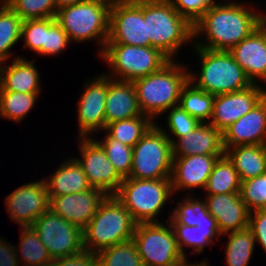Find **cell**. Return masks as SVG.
I'll return each mask as SVG.
<instances>
[{
    "label": "cell",
    "mask_w": 266,
    "mask_h": 266,
    "mask_svg": "<svg viewBox=\"0 0 266 266\" xmlns=\"http://www.w3.org/2000/svg\"><path fill=\"white\" fill-rule=\"evenodd\" d=\"M219 1L221 3H214L193 24L194 46L230 51L261 26V10H254L257 7L252 6L253 4L239 3L236 0ZM201 35L205 37L206 42L198 39Z\"/></svg>",
    "instance_id": "obj_1"
},
{
    "label": "cell",
    "mask_w": 266,
    "mask_h": 266,
    "mask_svg": "<svg viewBox=\"0 0 266 266\" xmlns=\"http://www.w3.org/2000/svg\"><path fill=\"white\" fill-rule=\"evenodd\" d=\"M170 60L160 70L133 81L143 115L156 118L179 104L183 87L189 81L188 64Z\"/></svg>",
    "instance_id": "obj_2"
},
{
    "label": "cell",
    "mask_w": 266,
    "mask_h": 266,
    "mask_svg": "<svg viewBox=\"0 0 266 266\" xmlns=\"http://www.w3.org/2000/svg\"><path fill=\"white\" fill-rule=\"evenodd\" d=\"M144 20H147L150 46L159 49L170 60L178 58L184 45L194 44L193 25L174 9L170 0L144 1Z\"/></svg>",
    "instance_id": "obj_3"
},
{
    "label": "cell",
    "mask_w": 266,
    "mask_h": 266,
    "mask_svg": "<svg viewBox=\"0 0 266 266\" xmlns=\"http://www.w3.org/2000/svg\"><path fill=\"white\" fill-rule=\"evenodd\" d=\"M201 65L200 73L189 70V81L214 96L237 92L253 85L229 51L192 46ZM196 51V52H195Z\"/></svg>",
    "instance_id": "obj_4"
},
{
    "label": "cell",
    "mask_w": 266,
    "mask_h": 266,
    "mask_svg": "<svg viewBox=\"0 0 266 266\" xmlns=\"http://www.w3.org/2000/svg\"><path fill=\"white\" fill-rule=\"evenodd\" d=\"M111 5L107 0H83L58 10L55 19L71 44L96 40L101 54L108 41Z\"/></svg>",
    "instance_id": "obj_5"
},
{
    "label": "cell",
    "mask_w": 266,
    "mask_h": 266,
    "mask_svg": "<svg viewBox=\"0 0 266 266\" xmlns=\"http://www.w3.org/2000/svg\"><path fill=\"white\" fill-rule=\"evenodd\" d=\"M137 222L116 199L108 195L83 229L84 249L92 253L131 240Z\"/></svg>",
    "instance_id": "obj_6"
},
{
    "label": "cell",
    "mask_w": 266,
    "mask_h": 266,
    "mask_svg": "<svg viewBox=\"0 0 266 266\" xmlns=\"http://www.w3.org/2000/svg\"><path fill=\"white\" fill-rule=\"evenodd\" d=\"M170 178H124L114 194L137 223L160 222L157 218L174 196ZM157 216V217H156Z\"/></svg>",
    "instance_id": "obj_7"
},
{
    "label": "cell",
    "mask_w": 266,
    "mask_h": 266,
    "mask_svg": "<svg viewBox=\"0 0 266 266\" xmlns=\"http://www.w3.org/2000/svg\"><path fill=\"white\" fill-rule=\"evenodd\" d=\"M99 57L108 64L104 74L114 80L133 82L160 70L170 59L151 46L106 44Z\"/></svg>",
    "instance_id": "obj_8"
},
{
    "label": "cell",
    "mask_w": 266,
    "mask_h": 266,
    "mask_svg": "<svg viewBox=\"0 0 266 266\" xmlns=\"http://www.w3.org/2000/svg\"><path fill=\"white\" fill-rule=\"evenodd\" d=\"M173 163L171 141L154 123L133 146L132 168L129 178H170Z\"/></svg>",
    "instance_id": "obj_9"
},
{
    "label": "cell",
    "mask_w": 266,
    "mask_h": 266,
    "mask_svg": "<svg viewBox=\"0 0 266 266\" xmlns=\"http://www.w3.org/2000/svg\"><path fill=\"white\" fill-rule=\"evenodd\" d=\"M165 223H137L132 239L143 266H181L188 261L178 247L171 224L168 220Z\"/></svg>",
    "instance_id": "obj_10"
},
{
    "label": "cell",
    "mask_w": 266,
    "mask_h": 266,
    "mask_svg": "<svg viewBox=\"0 0 266 266\" xmlns=\"http://www.w3.org/2000/svg\"><path fill=\"white\" fill-rule=\"evenodd\" d=\"M31 227L38 234L52 260L85 250L83 229L69 223L51 209L39 216Z\"/></svg>",
    "instance_id": "obj_11"
},
{
    "label": "cell",
    "mask_w": 266,
    "mask_h": 266,
    "mask_svg": "<svg viewBox=\"0 0 266 266\" xmlns=\"http://www.w3.org/2000/svg\"><path fill=\"white\" fill-rule=\"evenodd\" d=\"M106 44L150 46L147 20H144V1L112 2Z\"/></svg>",
    "instance_id": "obj_12"
},
{
    "label": "cell",
    "mask_w": 266,
    "mask_h": 266,
    "mask_svg": "<svg viewBox=\"0 0 266 266\" xmlns=\"http://www.w3.org/2000/svg\"><path fill=\"white\" fill-rule=\"evenodd\" d=\"M84 89L77 103V137H92L106 128L105 101L107 96V76L102 73L83 83Z\"/></svg>",
    "instance_id": "obj_13"
},
{
    "label": "cell",
    "mask_w": 266,
    "mask_h": 266,
    "mask_svg": "<svg viewBox=\"0 0 266 266\" xmlns=\"http://www.w3.org/2000/svg\"><path fill=\"white\" fill-rule=\"evenodd\" d=\"M80 157H74L82 166L89 184L107 195H114L123 178L117 173L102 147L92 137H77Z\"/></svg>",
    "instance_id": "obj_14"
},
{
    "label": "cell",
    "mask_w": 266,
    "mask_h": 266,
    "mask_svg": "<svg viewBox=\"0 0 266 266\" xmlns=\"http://www.w3.org/2000/svg\"><path fill=\"white\" fill-rule=\"evenodd\" d=\"M6 210L20 227L31 226L50 209V198L44 180L31 181L16 188L5 198Z\"/></svg>",
    "instance_id": "obj_15"
},
{
    "label": "cell",
    "mask_w": 266,
    "mask_h": 266,
    "mask_svg": "<svg viewBox=\"0 0 266 266\" xmlns=\"http://www.w3.org/2000/svg\"><path fill=\"white\" fill-rule=\"evenodd\" d=\"M261 85L253 84L241 91L215 96L209 124L223 132L266 96V86Z\"/></svg>",
    "instance_id": "obj_16"
},
{
    "label": "cell",
    "mask_w": 266,
    "mask_h": 266,
    "mask_svg": "<svg viewBox=\"0 0 266 266\" xmlns=\"http://www.w3.org/2000/svg\"><path fill=\"white\" fill-rule=\"evenodd\" d=\"M107 196L101 189L92 187L85 192L52 197L50 209L69 223L84 229Z\"/></svg>",
    "instance_id": "obj_17"
},
{
    "label": "cell",
    "mask_w": 266,
    "mask_h": 266,
    "mask_svg": "<svg viewBox=\"0 0 266 266\" xmlns=\"http://www.w3.org/2000/svg\"><path fill=\"white\" fill-rule=\"evenodd\" d=\"M224 155H190L173 157L171 185L173 194L188 190L190 195L193 189L204 190L213 166L218 158Z\"/></svg>",
    "instance_id": "obj_18"
},
{
    "label": "cell",
    "mask_w": 266,
    "mask_h": 266,
    "mask_svg": "<svg viewBox=\"0 0 266 266\" xmlns=\"http://www.w3.org/2000/svg\"><path fill=\"white\" fill-rule=\"evenodd\" d=\"M225 149L240 145H266V96L223 132Z\"/></svg>",
    "instance_id": "obj_19"
},
{
    "label": "cell",
    "mask_w": 266,
    "mask_h": 266,
    "mask_svg": "<svg viewBox=\"0 0 266 266\" xmlns=\"http://www.w3.org/2000/svg\"><path fill=\"white\" fill-rule=\"evenodd\" d=\"M204 200L222 235L249 227L250 211L240 193L206 195Z\"/></svg>",
    "instance_id": "obj_20"
},
{
    "label": "cell",
    "mask_w": 266,
    "mask_h": 266,
    "mask_svg": "<svg viewBox=\"0 0 266 266\" xmlns=\"http://www.w3.org/2000/svg\"><path fill=\"white\" fill-rule=\"evenodd\" d=\"M229 52L253 84L266 83V29L262 25Z\"/></svg>",
    "instance_id": "obj_21"
},
{
    "label": "cell",
    "mask_w": 266,
    "mask_h": 266,
    "mask_svg": "<svg viewBox=\"0 0 266 266\" xmlns=\"http://www.w3.org/2000/svg\"><path fill=\"white\" fill-rule=\"evenodd\" d=\"M172 149L173 157L225 155L222 132L209 123H200L193 131L178 138Z\"/></svg>",
    "instance_id": "obj_22"
},
{
    "label": "cell",
    "mask_w": 266,
    "mask_h": 266,
    "mask_svg": "<svg viewBox=\"0 0 266 266\" xmlns=\"http://www.w3.org/2000/svg\"><path fill=\"white\" fill-rule=\"evenodd\" d=\"M105 102L106 125L123 119L143 116L133 82L114 80L107 76Z\"/></svg>",
    "instance_id": "obj_23"
},
{
    "label": "cell",
    "mask_w": 266,
    "mask_h": 266,
    "mask_svg": "<svg viewBox=\"0 0 266 266\" xmlns=\"http://www.w3.org/2000/svg\"><path fill=\"white\" fill-rule=\"evenodd\" d=\"M9 65L0 64V91L40 94V71L34 59L15 56Z\"/></svg>",
    "instance_id": "obj_24"
},
{
    "label": "cell",
    "mask_w": 266,
    "mask_h": 266,
    "mask_svg": "<svg viewBox=\"0 0 266 266\" xmlns=\"http://www.w3.org/2000/svg\"><path fill=\"white\" fill-rule=\"evenodd\" d=\"M49 198L66 194H77L92 188L82 166L72 157L59 163L57 170L48 178H44Z\"/></svg>",
    "instance_id": "obj_25"
},
{
    "label": "cell",
    "mask_w": 266,
    "mask_h": 266,
    "mask_svg": "<svg viewBox=\"0 0 266 266\" xmlns=\"http://www.w3.org/2000/svg\"><path fill=\"white\" fill-rule=\"evenodd\" d=\"M171 226L174 230L178 247L186 259L188 257L186 256L185 246L189 249L192 248L191 254H199L203 253L206 245L213 244L215 238V240L219 239L220 241L223 237L217 222H201L192 227L183 224H171Z\"/></svg>",
    "instance_id": "obj_26"
},
{
    "label": "cell",
    "mask_w": 266,
    "mask_h": 266,
    "mask_svg": "<svg viewBox=\"0 0 266 266\" xmlns=\"http://www.w3.org/2000/svg\"><path fill=\"white\" fill-rule=\"evenodd\" d=\"M225 155L237 170L240 180L266 174V145H240L225 149Z\"/></svg>",
    "instance_id": "obj_27"
},
{
    "label": "cell",
    "mask_w": 266,
    "mask_h": 266,
    "mask_svg": "<svg viewBox=\"0 0 266 266\" xmlns=\"http://www.w3.org/2000/svg\"><path fill=\"white\" fill-rule=\"evenodd\" d=\"M241 180L229 158L224 155L217 159L208 178L204 191L206 195L240 193Z\"/></svg>",
    "instance_id": "obj_28"
},
{
    "label": "cell",
    "mask_w": 266,
    "mask_h": 266,
    "mask_svg": "<svg viewBox=\"0 0 266 266\" xmlns=\"http://www.w3.org/2000/svg\"><path fill=\"white\" fill-rule=\"evenodd\" d=\"M19 246H15L19 264L22 266H50L52 259L39 239L38 234L31 227H21ZM21 254V255H20ZM21 257V258H19ZM20 259V260H19Z\"/></svg>",
    "instance_id": "obj_29"
},
{
    "label": "cell",
    "mask_w": 266,
    "mask_h": 266,
    "mask_svg": "<svg viewBox=\"0 0 266 266\" xmlns=\"http://www.w3.org/2000/svg\"><path fill=\"white\" fill-rule=\"evenodd\" d=\"M214 97L213 94L195 87L188 81L181 91L178 105L200 123H209Z\"/></svg>",
    "instance_id": "obj_30"
},
{
    "label": "cell",
    "mask_w": 266,
    "mask_h": 266,
    "mask_svg": "<svg viewBox=\"0 0 266 266\" xmlns=\"http://www.w3.org/2000/svg\"><path fill=\"white\" fill-rule=\"evenodd\" d=\"M225 246V259L227 266H248L254 253L256 240L249 228L228 232Z\"/></svg>",
    "instance_id": "obj_31"
},
{
    "label": "cell",
    "mask_w": 266,
    "mask_h": 266,
    "mask_svg": "<svg viewBox=\"0 0 266 266\" xmlns=\"http://www.w3.org/2000/svg\"><path fill=\"white\" fill-rule=\"evenodd\" d=\"M22 22L4 1L0 4V64L12 59L13 52L10 50L21 41Z\"/></svg>",
    "instance_id": "obj_32"
},
{
    "label": "cell",
    "mask_w": 266,
    "mask_h": 266,
    "mask_svg": "<svg viewBox=\"0 0 266 266\" xmlns=\"http://www.w3.org/2000/svg\"><path fill=\"white\" fill-rule=\"evenodd\" d=\"M193 194L186 195L175 208L170 209V224L196 226L201 222H217L208 212L205 200L195 198Z\"/></svg>",
    "instance_id": "obj_33"
},
{
    "label": "cell",
    "mask_w": 266,
    "mask_h": 266,
    "mask_svg": "<svg viewBox=\"0 0 266 266\" xmlns=\"http://www.w3.org/2000/svg\"><path fill=\"white\" fill-rule=\"evenodd\" d=\"M154 123L149 116L143 115L107 124L104 131L111 138L133 147Z\"/></svg>",
    "instance_id": "obj_34"
},
{
    "label": "cell",
    "mask_w": 266,
    "mask_h": 266,
    "mask_svg": "<svg viewBox=\"0 0 266 266\" xmlns=\"http://www.w3.org/2000/svg\"><path fill=\"white\" fill-rule=\"evenodd\" d=\"M40 95L0 91V117L21 123L36 106L35 103Z\"/></svg>",
    "instance_id": "obj_35"
},
{
    "label": "cell",
    "mask_w": 266,
    "mask_h": 266,
    "mask_svg": "<svg viewBox=\"0 0 266 266\" xmlns=\"http://www.w3.org/2000/svg\"><path fill=\"white\" fill-rule=\"evenodd\" d=\"M98 266H143L133 239L96 253Z\"/></svg>",
    "instance_id": "obj_36"
},
{
    "label": "cell",
    "mask_w": 266,
    "mask_h": 266,
    "mask_svg": "<svg viewBox=\"0 0 266 266\" xmlns=\"http://www.w3.org/2000/svg\"><path fill=\"white\" fill-rule=\"evenodd\" d=\"M103 139L94 140L102 147L107 158L113 164L117 173L124 179L129 177L132 168L133 147L111 138L105 131Z\"/></svg>",
    "instance_id": "obj_37"
},
{
    "label": "cell",
    "mask_w": 266,
    "mask_h": 266,
    "mask_svg": "<svg viewBox=\"0 0 266 266\" xmlns=\"http://www.w3.org/2000/svg\"><path fill=\"white\" fill-rule=\"evenodd\" d=\"M23 21L52 18L57 10L55 0H3Z\"/></svg>",
    "instance_id": "obj_38"
},
{
    "label": "cell",
    "mask_w": 266,
    "mask_h": 266,
    "mask_svg": "<svg viewBox=\"0 0 266 266\" xmlns=\"http://www.w3.org/2000/svg\"><path fill=\"white\" fill-rule=\"evenodd\" d=\"M166 112H168V115L166 117V127H168V131H166V129H164V127H161L158 123L156 124L162 129V131L171 141V144H173L178 138L183 137L188 132L193 131L200 124L197 119L189 115L179 105L170 108ZM172 134L175 137H173Z\"/></svg>",
    "instance_id": "obj_39"
},
{
    "label": "cell",
    "mask_w": 266,
    "mask_h": 266,
    "mask_svg": "<svg viewBox=\"0 0 266 266\" xmlns=\"http://www.w3.org/2000/svg\"><path fill=\"white\" fill-rule=\"evenodd\" d=\"M240 195L250 212L266 209V174L241 181Z\"/></svg>",
    "instance_id": "obj_40"
},
{
    "label": "cell",
    "mask_w": 266,
    "mask_h": 266,
    "mask_svg": "<svg viewBox=\"0 0 266 266\" xmlns=\"http://www.w3.org/2000/svg\"><path fill=\"white\" fill-rule=\"evenodd\" d=\"M71 42L67 33L57 23L55 17L45 18V45H43V56L60 55L68 48Z\"/></svg>",
    "instance_id": "obj_41"
},
{
    "label": "cell",
    "mask_w": 266,
    "mask_h": 266,
    "mask_svg": "<svg viewBox=\"0 0 266 266\" xmlns=\"http://www.w3.org/2000/svg\"><path fill=\"white\" fill-rule=\"evenodd\" d=\"M21 39L24 40L25 48L43 56L45 18L23 21L21 25Z\"/></svg>",
    "instance_id": "obj_42"
},
{
    "label": "cell",
    "mask_w": 266,
    "mask_h": 266,
    "mask_svg": "<svg viewBox=\"0 0 266 266\" xmlns=\"http://www.w3.org/2000/svg\"><path fill=\"white\" fill-rule=\"evenodd\" d=\"M174 9L185 17L192 25L211 7L217 0H170Z\"/></svg>",
    "instance_id": "obj_43"
},
{
    "label": "cell",
    "mask_w": 266,
    "mask_h": 266,
    "mask_svg": "<svg viewBox=\"0 0 266 266\" xmlns=\"http://www.w3.org/2000/svg\"><path fill=\"white\" fill-rule=\"evenodd\" d=\"M248 228L252 231L256 244L266 253V209L250 212Z\"/></svg>",
    "instance_id": "obj_44"
},
{
    "label": "cell",
    "mask_w": 266,
    "mask_h": 266,
    "mask_svg": "<svg viewBox=\"0 0 266 266\" xmlns=\"http://www.w3.org/2000/svg\"><path fill=\"white\" fill-rule=\"evenodd\" d=\"M50 266H98V261L96 253L84 250L72 256L55 259Z\"/></svg>",
    "instance_id": "obj_45"
},
{
    "label": "cell",
    "mask_w": 266,
    "mask_h": 266,
    "mask_svg": "<svg viewBox=\"0 0 266 266\" xmlns=\"http://www.w3.org/2000/svg\"><path fill=\"white\" fill-rule=\"evenodd\" d=\"M0 237V266H19L15 245Z\"/></svg>",
    "instance_id": "obj_46"
},
{
    "label": "cell",
    "mask_w": 266,
    "mask_h": 266,
    "mask_svg": "<svg viewBox=\"0 0 266 266\" xmlns=\"http://www.w3.org/2000/svg\"><path fill=\"white\" fill-rule=\"evenodd\" d=\"M83 0H55L56 10H60L61 8L71 6L75 3L81 2Z\"/></svg>",
    "instance_id": "obj_47"
},
{
    "label": "cell",
    "mask_w": 266,
    "mask_h": 266,
    "mask_svg": "<svg viewBox=\"0 0 266 266\" xmlns=\"http://www.w3.org/2000/svg\"><path fill=\"white\" fill-rule=\"evenodd\" d=\"M206 258L203 259V261L201 262H197V263H189V262H185L182 263L181 266H210L209 262L207 261Z\"/></svg>",
    "instance_id": "obj_48"
},
{
    "label": "cell",
    "mask_w": 266,
    "mask_h": 266,
    "mask_svg": "<svg viewBox=\"0 0 266 266\" xmlns=\"http://www.w3.org/2000/svg\"><path fill=\"white\" fill-rule=\"evenodd\" d=\"M261 25L266 29V12L261 14Z\"/></svg>",
    "instance_id": "obj_49"
},
{
    "label": "cell",
    "mask_w": 266,
    "mask_h": 266,
    "mask_svg": "<svg viewBox=\"0 0 266 266\" xmlns=\"http://www.w3.org/2000/svg\"><path fill=\"white\" fill-rule=\"evenodd\" d=\"M141 1H147V0H114V2H141Z\"/></svg>",
    "instance_id": "obj_50"
}]
</instances>
